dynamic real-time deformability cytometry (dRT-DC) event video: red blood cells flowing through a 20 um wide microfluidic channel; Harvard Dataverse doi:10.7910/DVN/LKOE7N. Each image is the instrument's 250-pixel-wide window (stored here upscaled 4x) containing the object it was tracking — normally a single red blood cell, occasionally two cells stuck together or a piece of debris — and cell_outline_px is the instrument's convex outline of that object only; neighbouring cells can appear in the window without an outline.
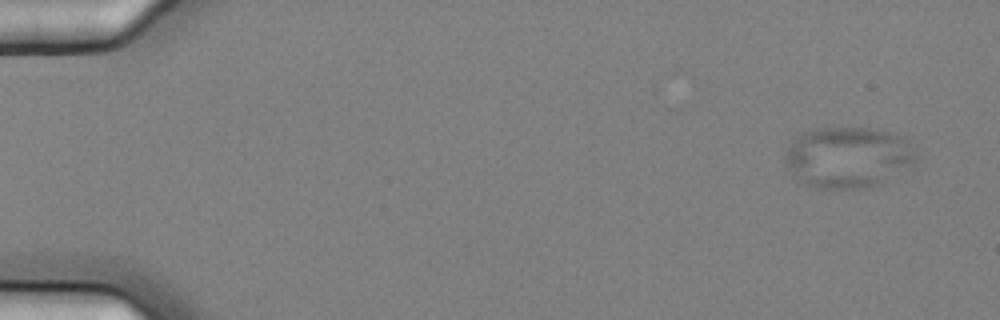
{"species": "common noctule bat (a hibernating species)", "species_latin": "Nyctalus noctula", "temperature_condition": "cold", "stored_images_in_passage": 11, "camera_frame_rate_fps": 3000, "um_per_image_px": 0.085, "animal": {"sex": "female", "body_mass_g": 25.1}, "frame": {"image": 1, "passage_image": 1, "time_ms": 0.0, "image_size_px": [1000, 320], "cell_outline_px": [[920, 156], [916, 160], [880, 184], [864, 188], [816, 188], [796, 180], [792, 176], [784, 156], [788, 148], [796, 136], [812, 128], [876, 128], [900, 136]], "centroid_in_image_um": [72.03, 13.36], "position_along_channel_um": 13.0, "area_um2": 46.3}}